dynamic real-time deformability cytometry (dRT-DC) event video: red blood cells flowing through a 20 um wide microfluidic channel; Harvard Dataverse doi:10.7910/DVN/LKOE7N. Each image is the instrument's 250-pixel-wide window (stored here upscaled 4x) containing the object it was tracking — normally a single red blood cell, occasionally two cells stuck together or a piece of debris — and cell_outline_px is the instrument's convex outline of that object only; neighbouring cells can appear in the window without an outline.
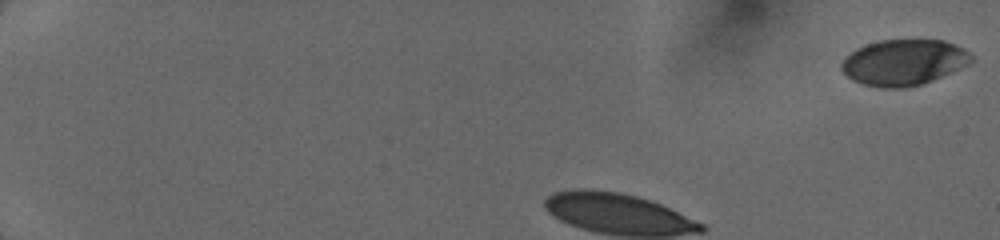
{"species": "human", "species_latin": "Homo sapiens", "temperature_condition": "cold", "stored_images_in_passage": 21, "camera_frame_rate_fps": 3000, "um_per_image_px": 0.085, "donor": {"sex": "female"}, "frame": {"image": 1, "passage_image": 1, "time_ms": 0.0, "image_size_px": [1000, 240], "cell_outline_px": [[976, 60], [952, 72], [932, 80], [920, 84], [904, 88], [880, 88], [860, 84], [852, 80], [840, 68], [840, 64], [844, 56], [856, 48], [880, 40], [944, 40], [956, 44], [964, 48]], "centroid_in_image_um": [76.8, 5.3], "position_along_channel_um": 8.2, "area_um2": 34.97}}
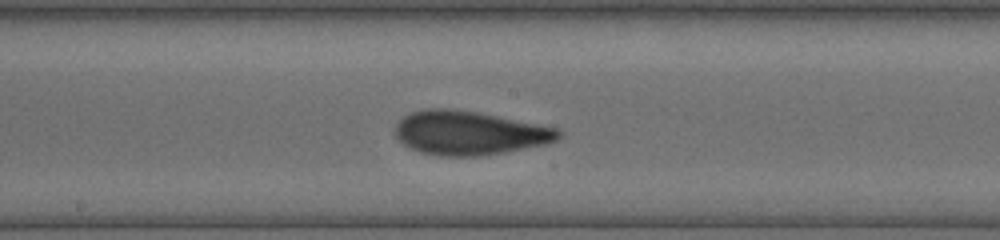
{"frame": {"image": 2, "passage_image": 12, "time_ms": 6.667, "image_size_px": [1000, 240], "cell_outline_px": [[564, 132], [556, 140], [548, 144], [504, 152], [480, 156], [440, 156], [420, 152], [408, 148], [396, 136], [396, 124], [404, 116], [412, 112], [428, 108], [444, 108], [476, 112], [560, 128]], "centroid_in_image_um": [39.92, 11.31], "position_along_channel_um": 208.3, "area_um2": 41.73}}
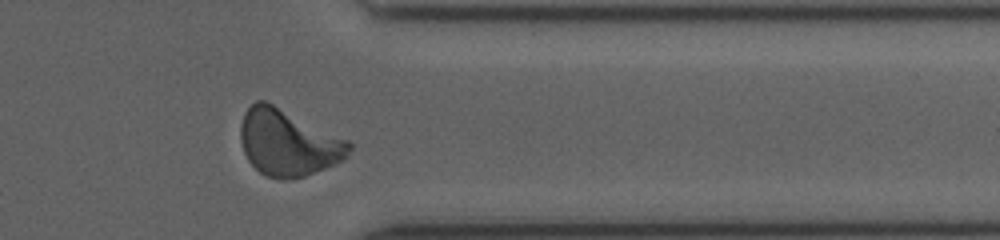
{"frame": {"image": 3, "passage_image": 19, "time_ms": 11.0, "image_size_px": [1000, 240], "cell_outline_px": [[352, 148], [348, 156], [344, 160], [304, 176], [284, 180], [280, 180], [268, 176], [260, 172], [248, 160], [244, 152], [240, 140], [240, 124], [244, 112], [256, 100], [264, 100], [348, 140], [352, 144]], "centroid_in_image_um": [24.47, 12.13], "position_along_channel_um": 386.9, "area_um2": 41.73}}